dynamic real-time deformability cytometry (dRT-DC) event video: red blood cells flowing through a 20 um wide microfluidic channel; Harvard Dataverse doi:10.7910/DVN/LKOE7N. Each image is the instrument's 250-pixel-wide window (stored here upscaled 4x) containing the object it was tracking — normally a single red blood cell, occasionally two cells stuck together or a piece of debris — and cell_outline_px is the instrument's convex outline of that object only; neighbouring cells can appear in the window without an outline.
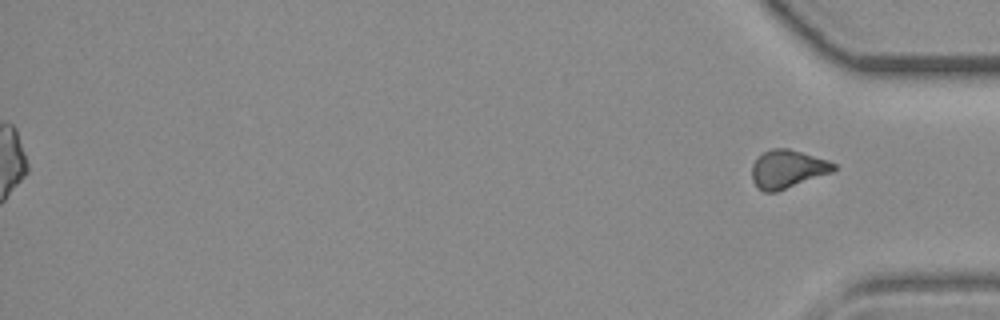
{"species": "common noctule bat (a hibernating species)", "species_latin": "Nyctalus noctula", "temperature_condition": "room temperature", "stored_images_in_passage": 38, "segment_of_instrument_passage": [2, 2], "camera_frame_rate_fps": 3000, "um_per_image_px": 0.085, "animal": {"sex": "female", "body_mass_g": 19.3, "forearm_length_mm": 54.1}, "frame": {"image": 1, "passage_image": 38, "time_ms": 12.333, "image_size_px": [1000, 320], "cell_outline_px": [[836, 168], [832, 172], [776, 192], [764, 192], [752, 180], [752, 164], [764, 152], [772, 148], [788, 148], [828, 160], [836, 164]], "centroid_in_image_um": [66.95, 14.36], "position_along_channel_um": 368.3, "area_um2": 17.98}}